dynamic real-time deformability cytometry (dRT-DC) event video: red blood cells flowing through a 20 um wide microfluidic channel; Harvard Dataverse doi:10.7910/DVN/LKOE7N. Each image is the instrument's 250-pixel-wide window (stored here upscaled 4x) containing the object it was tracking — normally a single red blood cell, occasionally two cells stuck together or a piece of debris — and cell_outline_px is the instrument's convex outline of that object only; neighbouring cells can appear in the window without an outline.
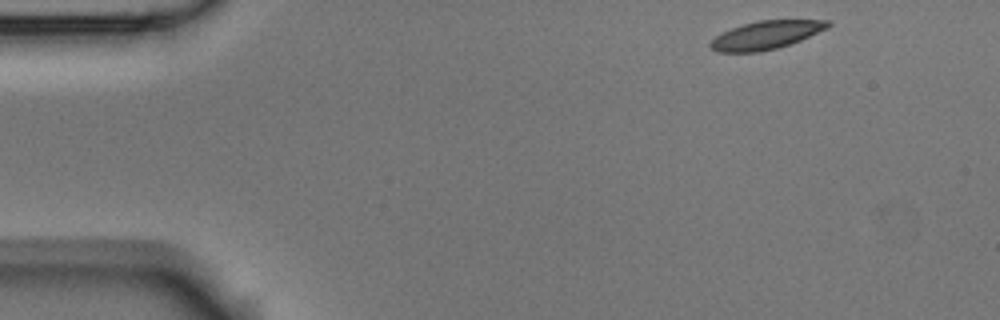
{"species": "Egyptian fruit bat (a non-hibernating species)", "species_latin": "Rousettus aegyptiacus", "temperature_condition": "room temperature", "stored_images_in_passage": 4, "camera_frame_rate_fps": 3000, "um_per_image_px": 0.085, "animal": {"sex": "male"}, "frame": {"image": 1, "passage_image": 1, "time_ms": 0.0, "image_size_px": [1000, 320], "cell_outline_px": [[832, 24], [828, 28], [800, 40], [776, 48], [760, 52], [716, 52], [708, 44], [716, 36], [732, 28], [756, 20], [828, 20]], "centroid_in_image_um": [65.11, 2.98], "position_along_channel_um": 19.9, "area_um2": 19.13}}
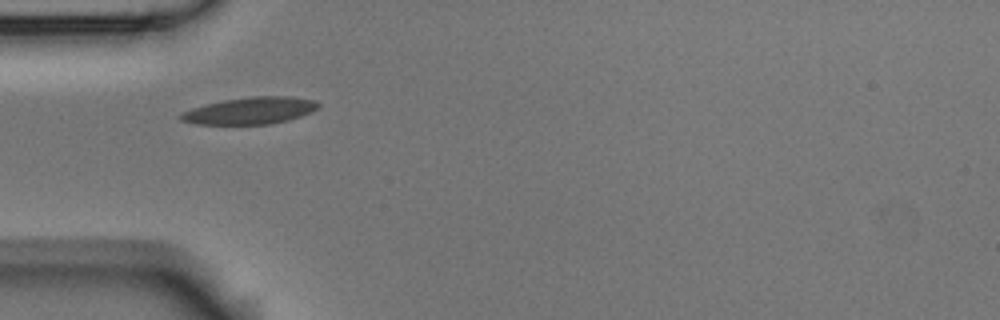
{"frame": {"image": 2, "passage_image": 4, "time_ms": 3.667, "image_size_px": [1000, 320], "cell_outline_px": [[320, 104], [316, 108], [300, 116], [288, 120], [268, 124], [192, 124], [180, 120], [176, 116], [180, 112], [192, 108], [224, 100], [252, 96], [292, 96], [312, 100]], "centroid_in_image_um": [21.18, 9.41], "position_along_channel_um": 63.8, "area_um2": 21.44}}